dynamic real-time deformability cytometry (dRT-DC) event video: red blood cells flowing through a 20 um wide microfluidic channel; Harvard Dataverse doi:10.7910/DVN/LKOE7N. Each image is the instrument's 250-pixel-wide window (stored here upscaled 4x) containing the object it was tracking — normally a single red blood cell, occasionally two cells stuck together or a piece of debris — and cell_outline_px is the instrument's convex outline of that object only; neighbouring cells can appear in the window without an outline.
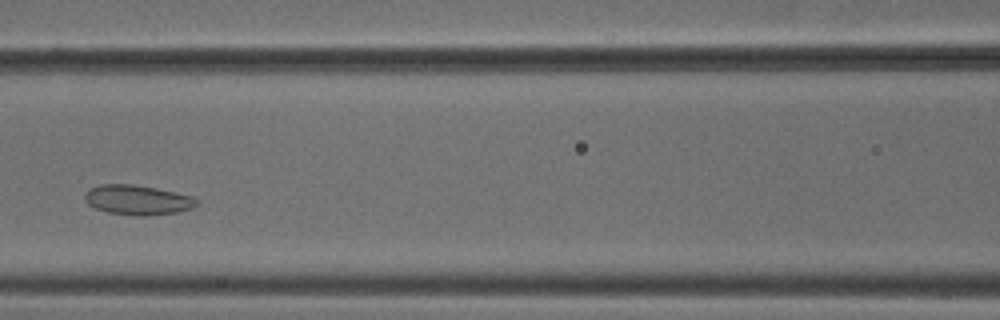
{"species": "common noctule bat (a hibernating species)", "species_latin": "Nyctalus noctula", "temperature_condition": "cold", "stored_images_in_passage": 4, "camera_frame_rate_fps": 3000, "um_per_image_px": 0.085, "animal": {"sex": "male", "body_mass_g": 18.8}, "frame": {"image": 1, "passage_image": 4, "time_ms": 1.0, "image_size_px": [1000, 320], "cell_outline_px": [[200, 204], [192, 208], [176, 212], [148, 216], [136, 216], [108, 212], [96, 208], [88, 204], [84, 200], [84, 196], [88, 188], [100, 184], [132, 184], [156, 188], [192, 196], [200, 200]], "centroid_in_image_um": [11.7, 16.99], "position_along_channel_um": 154.9, "area_um2": 19.59}}